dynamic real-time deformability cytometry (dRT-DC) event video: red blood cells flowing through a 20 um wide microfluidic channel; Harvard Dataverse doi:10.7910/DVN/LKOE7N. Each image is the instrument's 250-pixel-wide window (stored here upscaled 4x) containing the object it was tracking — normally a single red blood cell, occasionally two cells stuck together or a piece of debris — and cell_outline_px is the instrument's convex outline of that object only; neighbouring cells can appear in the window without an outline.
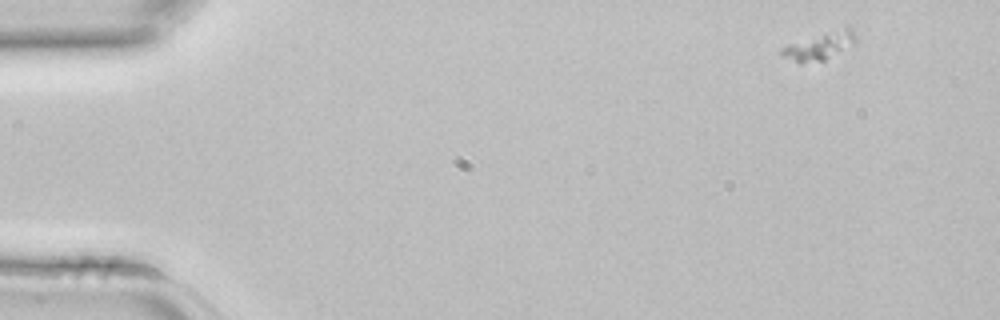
{"species": "common noctule bat (a hibernating species)", "species_latin": "Nyctalus noctula", "temperature_condition": "room temperature", "stored_images_in_passage": 4, "camera_frame_rate_fps": 3000, "um_per_image_px": 0.085, "animal": {"sex": "female", "body_mass_g": 22.7, "forearm_length_mm": 54.2}, "frame": {"image": 1, "passage_image": 1, "time_ms": 0.0, "image_size_px": [1000, 320], "cell_outline_px": [[856, 40], [852, 44], [824, 60], [800, 64], [780, 56], [780, 48], [788, 44], [844, 24], [848, 24], [852, 28], [856, 36]], "centroid_in_image_um": [69.66, 3.85], "position_along_channel_um": 15.3, "area_um2": 12.37}}
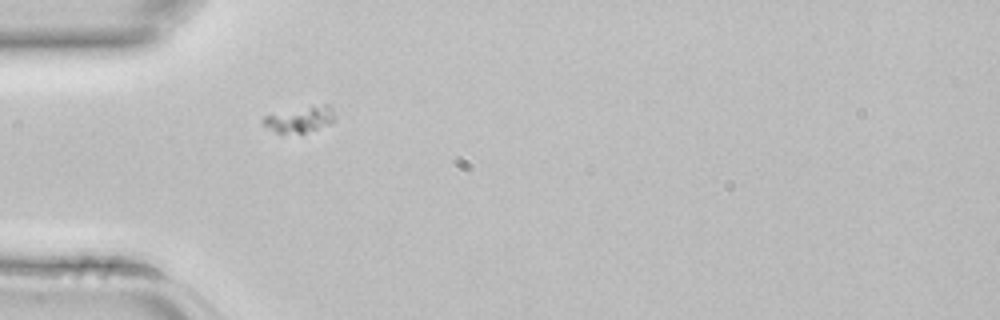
{"frame": {"image": 2, "passage_image": 4, "time_ms": 1.0, "image_size_px": [1000, 320], "cell_outline_px": [[336, 120], [328, 124], [304, 132], [276, 132], [260, 124], [260, 120], [264, 116], [324, 104], [328, 104], [332, 108], [336, 116]], "centroid_in_image_um": [25.5, 10.14], "position_along_channel_um": 59.5, "area_um2": 10.35}}